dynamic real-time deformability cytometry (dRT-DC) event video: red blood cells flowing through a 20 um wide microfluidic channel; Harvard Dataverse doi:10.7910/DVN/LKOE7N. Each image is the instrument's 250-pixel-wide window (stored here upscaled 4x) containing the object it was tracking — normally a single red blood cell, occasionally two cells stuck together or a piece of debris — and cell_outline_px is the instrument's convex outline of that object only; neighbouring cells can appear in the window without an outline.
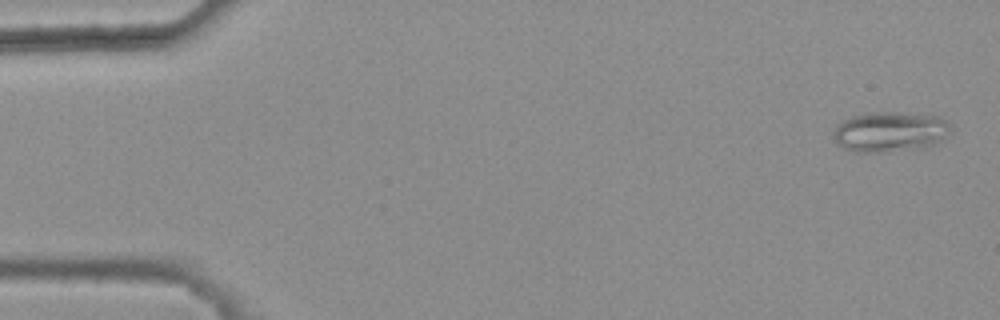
{"species": "common noctule bat (a hibernating species)", "species_latin": "Nyctalus noctula", "temperature_condition": "warm", "stored_images_in_passage": 46, "camera_frame_rate_fps": 3000, "um_per_image_px": 0.085, "animal": {"sex": "female", "body_mass_g": 25.1}, "frame": {"image": 1, "passage_image": 1, "time_ms": 0.0, "image_size_px": [1000, 320], "cell_outline_px": [[952, 132], [936, 144], [920, 148], [888, 152], [856, 152], [844, 148], [832, 136], [832, 132], [836, 124], [852, 116], [868, 112], [896, 112], [940, 116], [948, 120], [952, 128]], "centroid_in_image_um": [75.69, 11.19], "position_along_channel_um": 9.3, "area_um2": 27.92}}
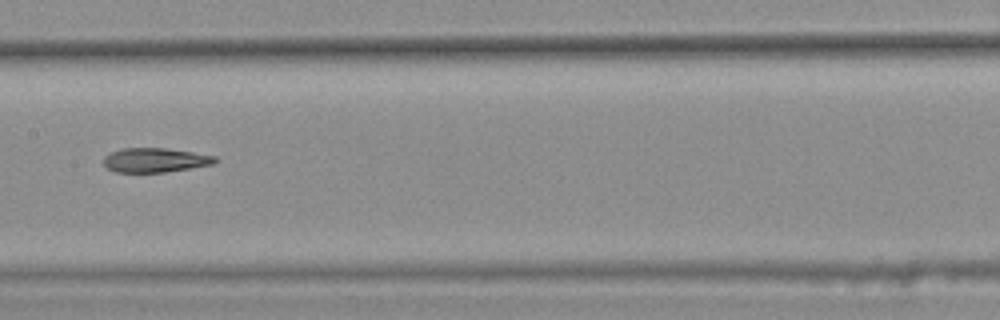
{"frame": {"image": 2, "passage_image": 26, "time_ms": 8.333, "image_size_px": [1000, 320], "cell_outline_px": [[216, 164], [192, 168], [164, 172], [116, 172], [108, 168], [104, 164], [104, 156], [120, 148], [164, 148], [192, 152], [216, 156]], "centroid_in_image_um": [13.2, 13.61], "position_along_channel_um": 194.2, "area_um2": 15.78}}
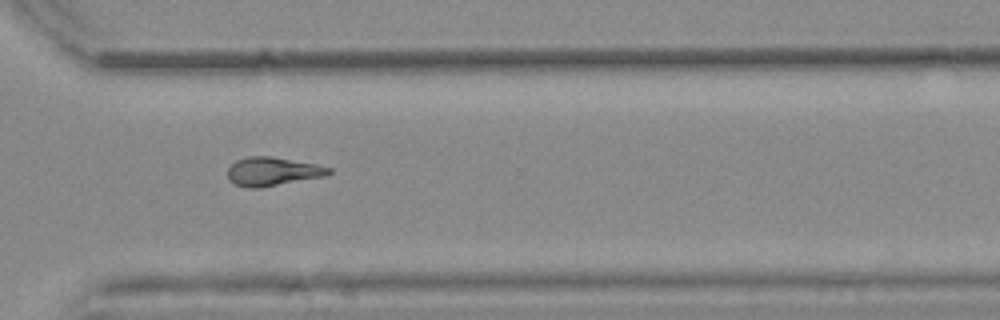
{"frame": {"image": 3, "passage_image": 38, "time_ms": 12.333, "image_size_px": [1000, 320], "cell_outline_px": [[332, 172], [324, 176], [260, 188], [248, 188], [236, 184], [228, 180], [228, 168], [236, 160], [248, 156], [272, 156], [316, 164], [332, 168]], "centroid_in_image_um": [23.16, 14.57], "position_along_channel_um": 347.4, "area_um2": 16.88}, "authors_computed_cell_mechanics": {"area_um2": 16.7909, "velocity_mm_per_s": 3.8315, "shape_relaxation_time_tau1_ms": null, "shape_relaxation_time_tau2_ms": 6.1978, "deformation_change_tau1": null, "deformation_change_tau2": 0.1495}}